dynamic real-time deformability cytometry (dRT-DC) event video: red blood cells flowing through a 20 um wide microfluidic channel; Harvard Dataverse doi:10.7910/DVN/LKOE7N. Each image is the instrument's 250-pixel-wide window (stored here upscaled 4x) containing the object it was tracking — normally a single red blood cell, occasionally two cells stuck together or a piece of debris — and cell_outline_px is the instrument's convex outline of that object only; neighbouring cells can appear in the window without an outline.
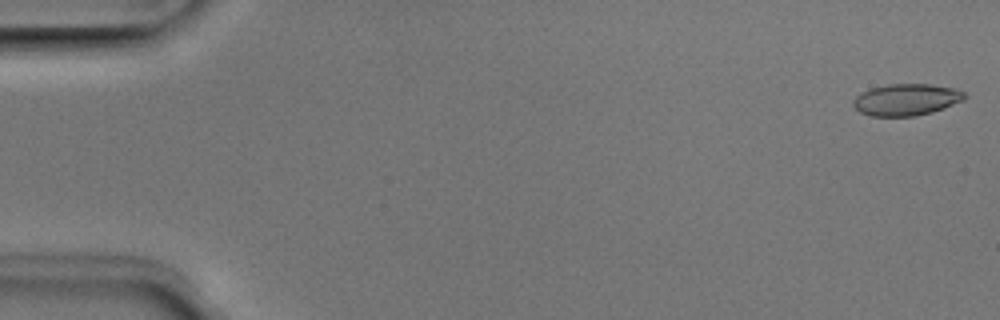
{"species": "Egyptian fruit bat (a non-hibernating species)", "species_latin": "Rousettus aegyptiacus", "temperature_condition": "room temperature", "stored_images_in_passage": 11, "camera_frame_rate_fps": 3000, "um_per_image_px": 0.085, "animal": {"sex": "male"}, "frame": {"image": 1, "passage_image": 1, "time_ms": 0.0, "image_size_px": [1000, 320], "cell_outline_px": [[968, 96], [964, 100], [944, 108], [932, 112], [916, 116], [872, 116], [860, 112], [852, 104], [852, 100], [860, 92], [872, 88], [888, 84], [932, 84], [956, 88], [964, 92]], "centroid_in_image_um": [77.06, 8.46], "position_along_channel_um": 7.9, "area_um2": 20.75}}